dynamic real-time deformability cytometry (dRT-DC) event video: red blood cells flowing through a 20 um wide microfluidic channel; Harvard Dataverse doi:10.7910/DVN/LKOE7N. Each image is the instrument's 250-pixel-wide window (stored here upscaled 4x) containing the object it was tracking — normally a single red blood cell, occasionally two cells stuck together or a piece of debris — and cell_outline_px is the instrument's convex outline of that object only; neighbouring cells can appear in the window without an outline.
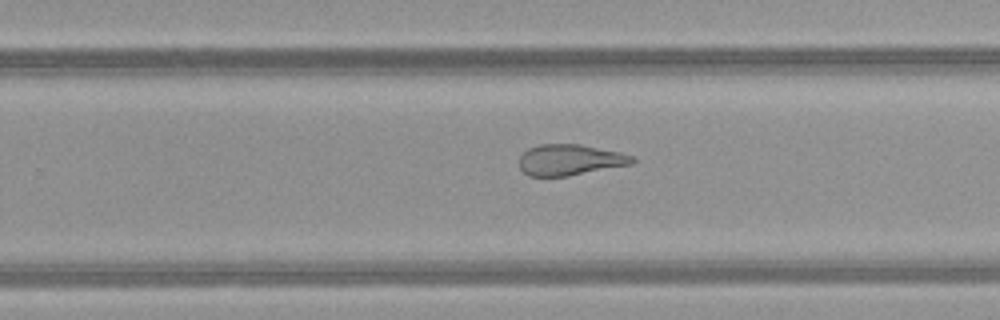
{"species": "common noctule bat (a hibernating species)", "species_latin": "Nyctalus noctula", "temperature_condition": "warm", "stored_images_in_passage": 29, "camera_frame_rate_fps": 3000, "um_per_image_px": 0.085, "animal": {"sex": "female", "body_mass_g": 21.9}, "frame": {"image": 1, "passage_image": 21, "time_ms": 6.667, "image_size_px": [1000, 320], "cell_outline_px": [[636, 160], [632, 164], [568, 176], [528, 176], [520, 168], [520, 156], [528, 148], [540, 144], [580, 144], [620, 152], [632, 156]], "centroid_in_image_um": [48.44, 13.59], "position_along_channel_um": 281.4, "area_um2": 20.35}}